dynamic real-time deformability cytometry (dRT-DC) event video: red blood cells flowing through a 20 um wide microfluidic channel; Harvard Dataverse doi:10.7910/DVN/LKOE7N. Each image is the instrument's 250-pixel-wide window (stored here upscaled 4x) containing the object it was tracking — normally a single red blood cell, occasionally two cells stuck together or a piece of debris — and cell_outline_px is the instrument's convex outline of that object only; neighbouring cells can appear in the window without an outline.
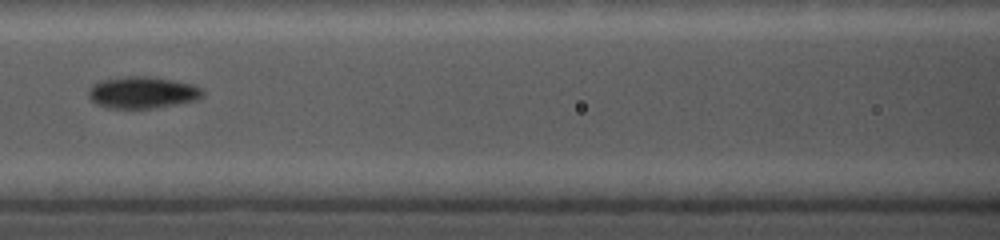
{"species": "common noctule bat (a hibernating species)", "species_latin": "Nyctalus noctula", "temperature_condition": "cold", "stored_images_in_passage": 6, "camera_frame_rate_fps": 5000, "um_per_image_px": 0.085, "animal": {"sex": "female", "body_mass_g": 19.0, "forearm_length_mm": 56.7}, "frame": {"image": 1, "passage_image": 4, "time_ms": 2.6, "image_size_px": [1000, 240], "cell_outline_px": [[204, 92], [196, 100], [148, 108], [108, 108], [96, 104], [88, 96], [88, 88], [92, 84], [100, 80], [124, 76], [156, 76], [192, 84], [204, 88]], "centroid_in_image_um": [12.07, 7.83], "position_along_channel_um": 154.5, "area_um2": 21.21}}
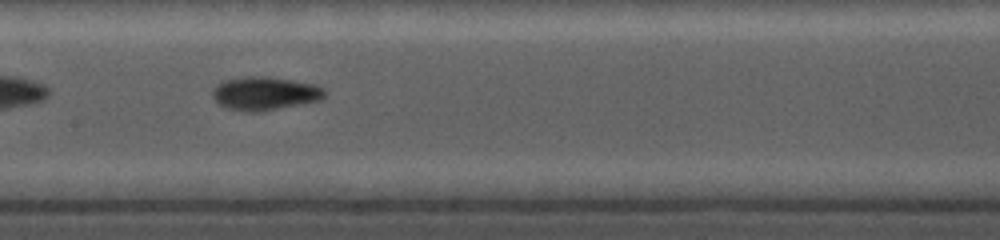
{"frame": {"image": 2, "passage_image": 5, "time_ms": 3.4, "image_size_px": [1000, 240], "cell_outline_px": [[328, 92], [320, 100], [256, 112], [248, 112], [228, 108], [220, 104], [212, 96], [212, 88], [216, 84], [224, 80], [244, 76], [268, 76], [316, 84], [324, 88]], "centroid_in_image_um": [22.51, 7.92], "position_along_channel_um": 184.9, "area_um2": 21.85}}